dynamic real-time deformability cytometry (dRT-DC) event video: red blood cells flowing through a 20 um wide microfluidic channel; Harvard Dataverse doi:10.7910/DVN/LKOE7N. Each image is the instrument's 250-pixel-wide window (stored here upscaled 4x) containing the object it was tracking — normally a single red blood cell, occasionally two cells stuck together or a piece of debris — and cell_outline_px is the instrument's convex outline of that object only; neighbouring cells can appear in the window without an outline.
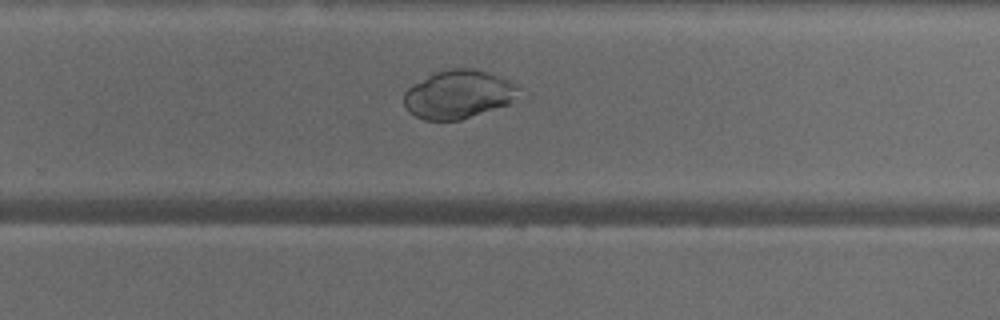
{"species": "common noctule bat (a hibernating species)", "species_latin": "Nyctalus noctula", "temperature_condition": "warm", "stored_images_in_passage": 42, "camera_frame_rate_fps": 3000, "um_per_image_px": 0.085, "animal": {"sex": "male", "body_mass_g": 18.8}, "frame": {"image": 1, "passage_image": 30, "time_ms": 9.667, "image_size_px": [1000, 320], "cell_outline_px": [[520, 88], [508, 104], [460, 120], [424, 120], [408, 112], [404, 104], [404, 92], [412, 84], [436, 72], [452, 68], [472, 68], [488, 72], [508, 80]], "centroid_in_image_um": [38.91, 8.02], "position_along_channel_um": 290.9, "area_um2": 32.02}}